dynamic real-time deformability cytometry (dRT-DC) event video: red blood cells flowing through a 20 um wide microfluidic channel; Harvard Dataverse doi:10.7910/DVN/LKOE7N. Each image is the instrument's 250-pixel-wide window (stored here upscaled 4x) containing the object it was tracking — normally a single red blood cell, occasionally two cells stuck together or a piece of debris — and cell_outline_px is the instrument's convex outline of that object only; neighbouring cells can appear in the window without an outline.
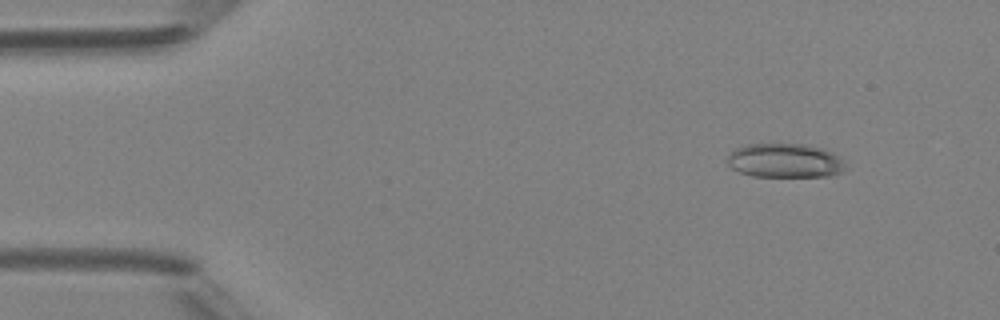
{"species": "Egyptian fruit bat (a non-hibernating species)", "species_latin": "Rousettus aegyptiacus", "temperature_condition": "room temperature", "stored_images_in_passage": 5, "camera_frame_rate_fps": 3000, "um_per_image_px": 0.085, "animal": {"sex": "female"}, "frame": {"image": 1, "passage_image": 2, "time_ms": 1.333, "image_size_px": [1000, 320], "cell_outline_px": [[844, 168], [840, 172], [828, 176], [752, 176], [740, 172], [732, 168], [728, 164], [728, 156], [736, 148], [748, 144], [804, 144], [820, 148], [832, 152], [840, 156], [844, 160]], "centroid_in_image_um": [66.72, 13.65], "position_along_channel_um": 18.3, "area_um2": 23.29}}